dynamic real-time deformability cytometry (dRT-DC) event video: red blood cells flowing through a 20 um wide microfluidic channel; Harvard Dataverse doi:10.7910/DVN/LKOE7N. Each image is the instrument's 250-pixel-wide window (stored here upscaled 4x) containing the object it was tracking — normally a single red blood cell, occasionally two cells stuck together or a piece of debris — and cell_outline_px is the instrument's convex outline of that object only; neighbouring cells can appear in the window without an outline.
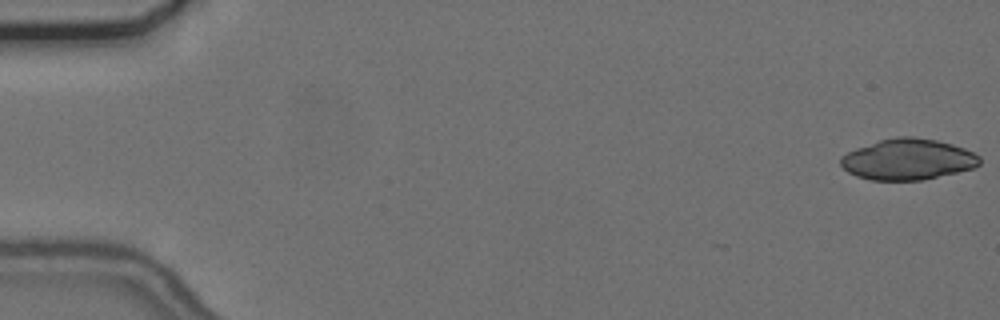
{"species": "common noctule bat (a hibernating species)", "species_latin": "Nyctalus noctula", "temperature_condition": "cold", "stored_images_in_passage": 5, "camera_frame_rate_fps": 3000, "um_per_image_px": 0.085, "animal": {"sex": "female", "body_mass_g": 24.6, "forearm_length_mm": 56.2}, "frame": {"image": 1, "passage_image": 1, "time_ms": 0.0, "image_size_px": [1000, 320], "cell_outline_px": [[980, 164], [976, 168], [924, 180], [872, 180], [856, 176], [848, 172], [840, 164], [840, 156], [856, 148], [880, 140], [896, 136], [912, 136], [936, 140], [952, 144], [964, 148], [980, 156]], "centroid_in_image_um": [77.18, 13.55], "position_along_channel_um": 7.8, "area_um2": 33.35}}